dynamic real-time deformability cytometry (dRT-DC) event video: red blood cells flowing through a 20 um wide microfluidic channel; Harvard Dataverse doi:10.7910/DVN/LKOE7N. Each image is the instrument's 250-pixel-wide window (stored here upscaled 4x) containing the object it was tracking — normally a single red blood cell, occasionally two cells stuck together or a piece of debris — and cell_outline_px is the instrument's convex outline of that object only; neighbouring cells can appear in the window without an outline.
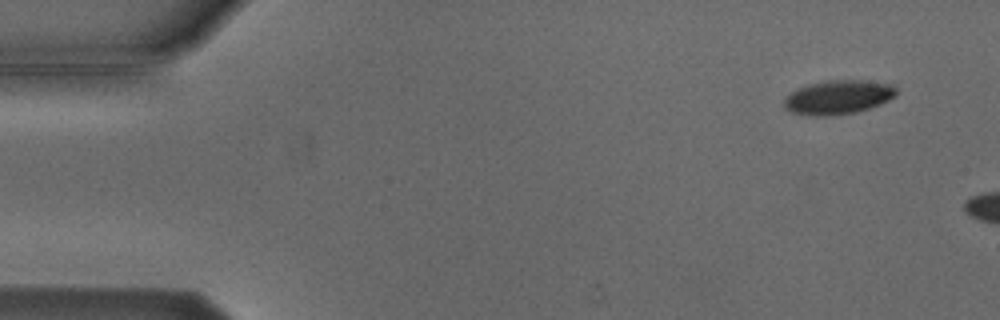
{"species": "Egyptian fruit bat (a non-hibernating species)", "species_latin": "Rousettus aegyptiacus", "temperature_condition": "cold", "stored_images_in_passage": 5, "camera_frame_rate_fps": 3000, "um_per_image_px": 0.085, "animal": {"sex": "male"}, "frame": {"image": 1, "passage_image": 2, "time_ms": 1.0, "image_size_px": [1000, 320], "cell_outline_px": [[896, 96], [880, 104], [856, 112], [832, 116], [812, 116], [792, 112], [784, 108], [784, 100], [796, 88], [808, 84], [828, 80], [864, 80], [892, 84], [896, 88]], "centroid_in_image_um": [71.24, 8.26], "position_along_channel_um": 13.8, "area_um2": 22.31}}